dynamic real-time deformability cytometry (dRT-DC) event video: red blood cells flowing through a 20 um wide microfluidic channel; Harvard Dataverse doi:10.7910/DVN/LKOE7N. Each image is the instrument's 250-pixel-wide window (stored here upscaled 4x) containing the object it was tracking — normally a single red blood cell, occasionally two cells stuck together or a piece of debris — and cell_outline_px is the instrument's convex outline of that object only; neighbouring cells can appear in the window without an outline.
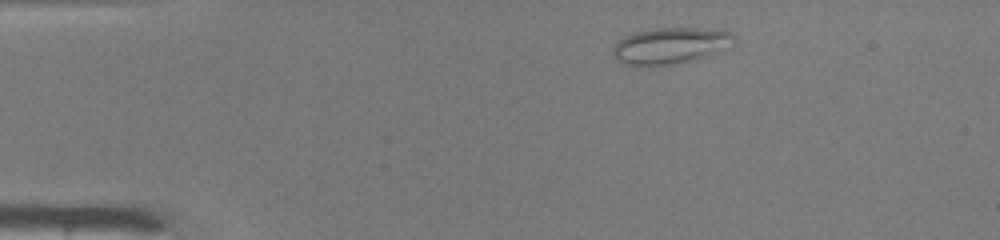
{"species": "common noctule bat (a hibernating species)", "species_latin": "Nyctalus noctula", "temperature_condition": "warm", "stored_images_in_passage": 41, "camera_frame_rate_fps": 3000, "um_per_image_px": 0.085, "animal": {"sex": "male", "body_mass_g": 19.0, "forearm_length_mm": 50.8}, "frame": {"image": 1, "passage_image": 1, "time_ms": 0.0, "image_size_px": [1000, 240], "cell_outline_px": [[736, 40], [708, 56], [696, 60], [676, 64], [620, 64], [612, 56], [612, 48], [624, 36], [636, 32], [656, 28], [696, 28], [728, 32]], "centroid_in_image_um": [56.9, 3.89], "position_along_channel_um": 28.1, "area_um2": 25.03}}
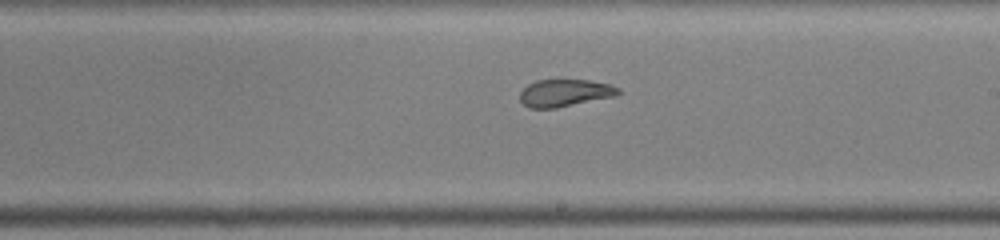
{"frame": {"image": 2, "passage_image": 21, "time_ms": 6.667, "image_size_px": [1000, 240], "cell_outline_px": [[620, 92], [616, 96], [556, 108], [528, 108], [520, 100], [520, 92], [528, 84], [536, 80], [560, 76], [588, 80], [608, 84], [620, 88]], "centroid_in_image_um": [47.99, 7.85], "position_along_channel_um": 241.0, "area_um2": 16.36}}
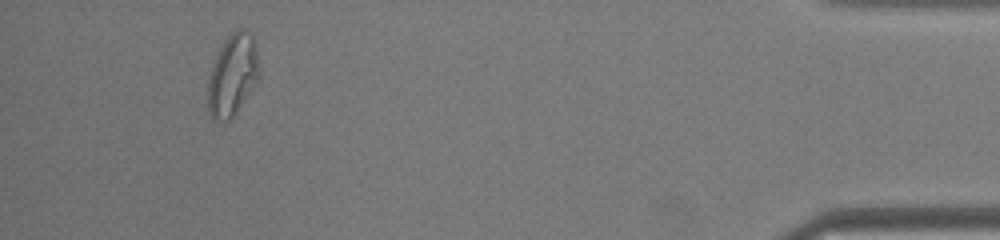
{"frame": {"image": 3, "passage_image": 38, "time_ms": 12.333, "image_size_px": [1000, 240], "cell_outline_px": [[260, 72], [256, 80], [232, 116], [228, 120], [212, 120], [208, 112], [208, 80], [216, 56], [224, 40], [236, 28], [244, 28], [252, 36], [256, 48]], "centroid_in_image_um": [19.74, 6.33], "position_along_channel_um": 415.5, "area_um2": 23.76}, "authors_computed_cell_mechanics": {"area_um2": 19.2474, "velocity_mm_per_s": 4.181, "shape_relaxation_time_tau1_ms": null, "shape_relaxation_time_tau2_ms": 1.3466, "deformation_change_tau1": null, "deformation_change_tau2": 0.0846}}